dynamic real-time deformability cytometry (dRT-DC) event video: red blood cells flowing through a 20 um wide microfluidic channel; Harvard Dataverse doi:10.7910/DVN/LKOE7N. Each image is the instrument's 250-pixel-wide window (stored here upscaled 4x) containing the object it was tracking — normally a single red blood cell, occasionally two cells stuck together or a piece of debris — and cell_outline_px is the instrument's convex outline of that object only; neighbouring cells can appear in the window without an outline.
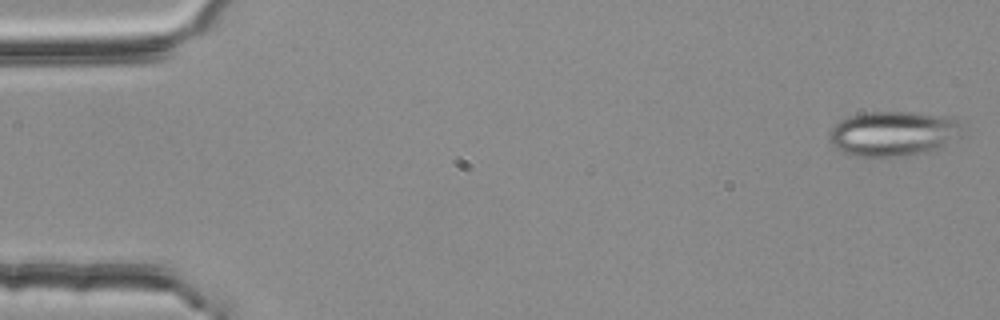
{"species": "common noctule bat (a hibernating species)", "species_latin": "Nyctalus noctula", "temperature_condition": "room temperature", "stored_images_in_passage": 54, "camera_frame_rate_fps": 3000, "um_per_image_px": 0.085, "animal": {"sex": "female", "body_mass_g": 25.1}, "frame": {"image": 1, "passage_image": 1, "time_ms": 0.0, "image_size_px": [1000, 320], "cell_outline_px": [[968, 136], [928, 152], [904, 156], [860, 156], [844, 152], [836, 148], [828, 140], [828, 136], [832, 128], [840, 120], [848, 116], [864, 112], [916, 112], [936, 116], [960, 124], [968, 132]], "centroid_in_image_um": [75.97, 11.37], "position_along_channel_um": 9.0, "area_um2": 34.97}}
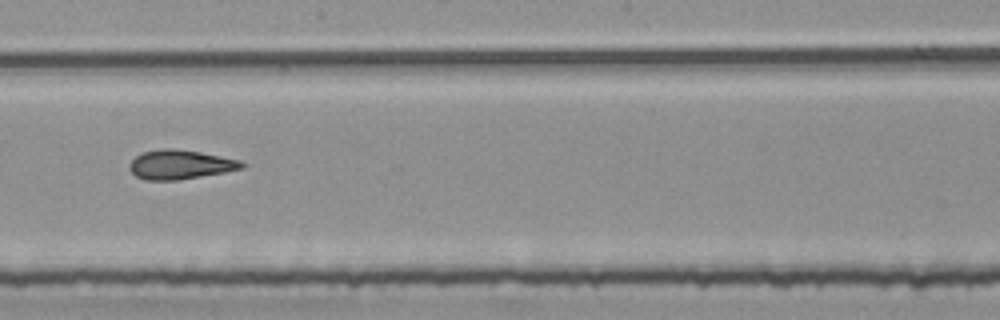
{"frame": {"image": 2, "passage_image": 30, "time_ms": 9.667, "image_size_px": [1000, 320], "cell_outline_px": [[248, 164], [244, 168], [224, 172], [180, 180], [144, 180], [136, 176], [128, 168], [128, 164], [136, 156], [144, 152], [160, 148], [172, 148], [200, 152], [240, 160]], "centroid_in_image_um": [15.32, 13.99], "position_along_channel_um": 232.9, "area_um2": 19.25}}
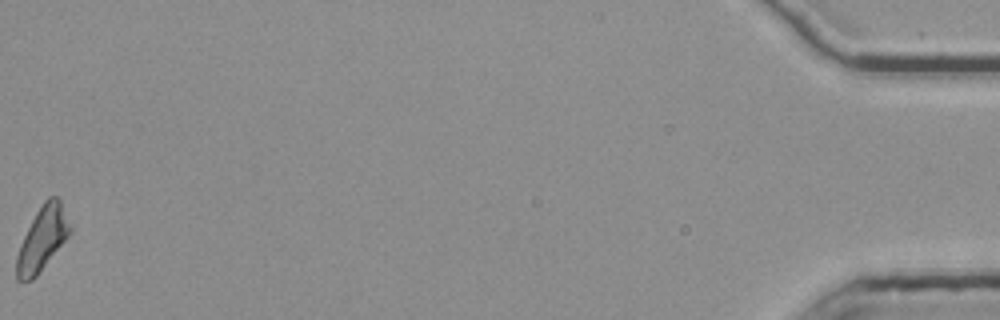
{"frame": {"image": 3, "passage_image": 54, "time_ms": 17.667, "image_size_px": [1000, 320], "cell_outline_px": [[72, 232], [36, 276], [32, 280], [16, 280], [16, 256], [20, 244], [36, 212], [44, 200], [48, 196], [56, 196], [60, 200], [72, 228]], "centroid_in_image_um": [3.6, 20.28], "position_along_channel_um": 431.6, "area_um2": 19.65}, "authors_computed_cell_mechanics": {"area_um2": 19.2763, "velocity_mm_per_s": 3.7905, "shape_relaxation_time_tau1_ms": null, "shape_relaxation_time_tau2_ms": 2.7242, "deformation_change_tau1": null, "deformation_change_tau2": 0.1306}}